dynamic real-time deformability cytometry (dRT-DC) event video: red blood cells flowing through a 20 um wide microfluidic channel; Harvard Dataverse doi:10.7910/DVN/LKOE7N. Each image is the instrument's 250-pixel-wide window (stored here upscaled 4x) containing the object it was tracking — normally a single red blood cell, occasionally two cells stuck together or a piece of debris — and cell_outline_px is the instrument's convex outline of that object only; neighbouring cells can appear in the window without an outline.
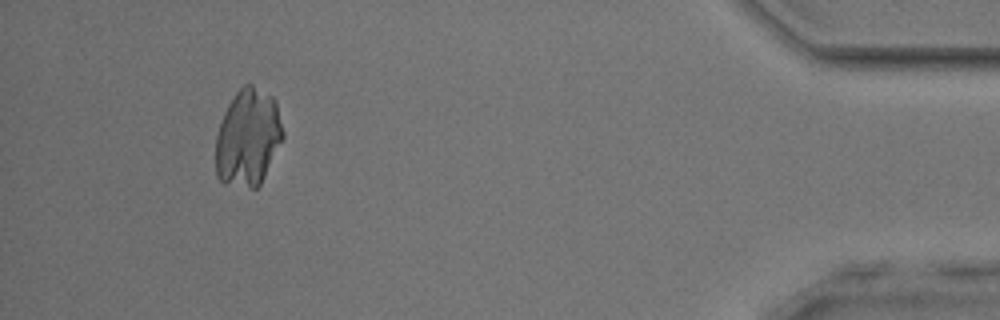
{"species": "common noctule bat (a hibernating species)", "species_latin": "Nyctalus noctula", "temperature_condition": "room temperature", "stored_images_in_passage": 51, "camera_frame_rate_fps": 3000, "um_per_image_px": 0.085, "animal": {"sex": "male", "body_mass_g": 17.9, "forearm_length_mm": 54.2}, "frame": {"image": 1, "passage_image": 48, "time_ms": 15.667, "image_size_px": [1000, 320], "cell_outline_px": [[284, 136], [260, 184], [256, 188], [252, 188], [224, 184], [216, 176], [216, 136], [224, 112], [228, 104], [236, 92], [244, 84], [252, 84], [272, 96], [276, 100], [284, 132]], "centroid_in_image_um": [21.08, 11.69], "position_along_channel_um": 414.1, "area_um2": 38.15}}